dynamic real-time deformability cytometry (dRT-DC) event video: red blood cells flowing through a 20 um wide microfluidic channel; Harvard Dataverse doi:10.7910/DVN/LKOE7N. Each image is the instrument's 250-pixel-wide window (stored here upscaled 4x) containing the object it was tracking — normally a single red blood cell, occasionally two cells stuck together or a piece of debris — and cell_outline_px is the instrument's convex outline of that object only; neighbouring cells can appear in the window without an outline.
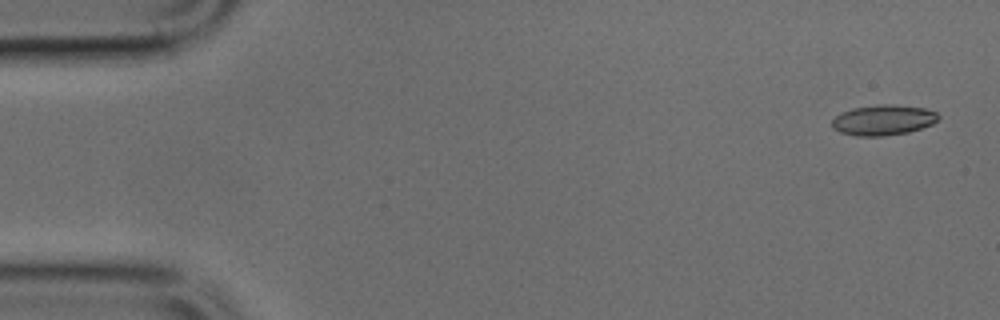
{"species": "common noctule bat (a hibernating species)", "species_latin": "Nyctalus noctula", "temperature_condition": "cold", "stored_images_in_passage": 4, "camera_frame_rate_fps": 3000, "um_per_image_px": 0.085, "animal": {"sex": "male", "body_mass_g": 17.9, "forearm_length_mm": 54.2}, "frame": {"image": 1, "passage_image": 1, "time_ms": 0.0, "image_size_px": [1000, 320], "cell_outline_px": [[940, 116], [932, 124], [908, 132], [884, 136], [856, 136], [840, 132], [832, 128], [832, 120], [836, 116], [852, 108], [880, 104], [892, 104], [924, 108], [936, 112]], "centroid_in_image_um": [75.06, 10.2], "position_along_channel_um": 9.9, "area_um2": 18.73}}
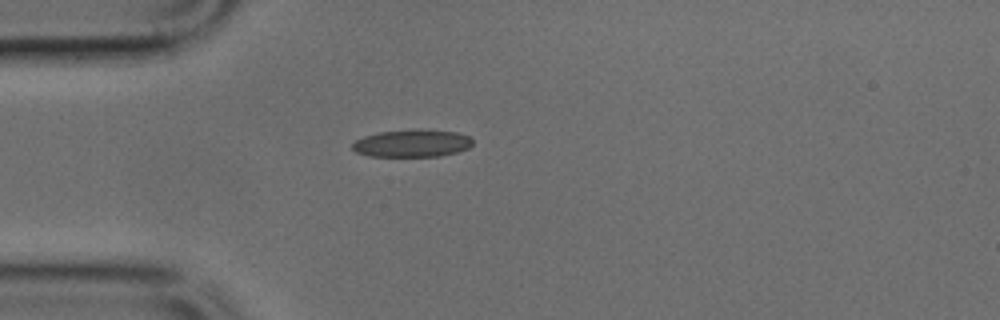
{"frame": {"image": 2, "passage_image": 4, "time_ms": 1.0, "image_size_px": [1000, 320], "cell_outline_px": [[472, 144], [468, 148], [456, 152], [440, 156], [368, 156], [356, 152], [352, 148], [352, 144], [356, 140], [364, 136], [380, 132], [420, 128], [456, 132], [468, 136], [472, 140]], "centroid_in_image_um": [35.02, 12.17], "position_along_channel_um": 50.0, "area_um2": 19.31}}